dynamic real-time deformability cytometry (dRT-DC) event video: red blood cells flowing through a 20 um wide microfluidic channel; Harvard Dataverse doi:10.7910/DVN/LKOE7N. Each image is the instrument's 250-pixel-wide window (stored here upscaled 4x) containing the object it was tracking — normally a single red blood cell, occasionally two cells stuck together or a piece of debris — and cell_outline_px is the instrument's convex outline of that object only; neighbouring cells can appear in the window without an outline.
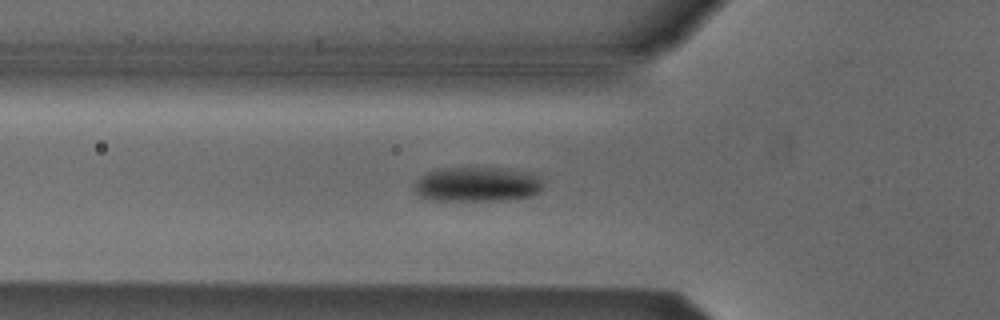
{"species": "Egyptian fruit bat (a non-hibernating species)", "species_latin": "Rousettus aegyptiacus", "temperature_condition": "cold", "stored_images_in_passage": 38, "camera_frame_rate_fps": 3000, "um_per_image_px": 0.085, "animal": {"sex": "male"}, "frame": {"image": 1, "passage_image": 11, "time_ms": 3.333, "image_size_px": [1000, 320], "cell_outline_px": [[540, 192], [532, 196], [504, 200], [432, 200], [420, 196], [412, 188], [412, 184], [420, 176], [428, 172], [440, 168], [500, 168], [532, 172], [540, 176]], "centroid_in_image_um": [40.53, 15.66], "position_along_channel_um": 85.3, "area_um2": 26.18}}
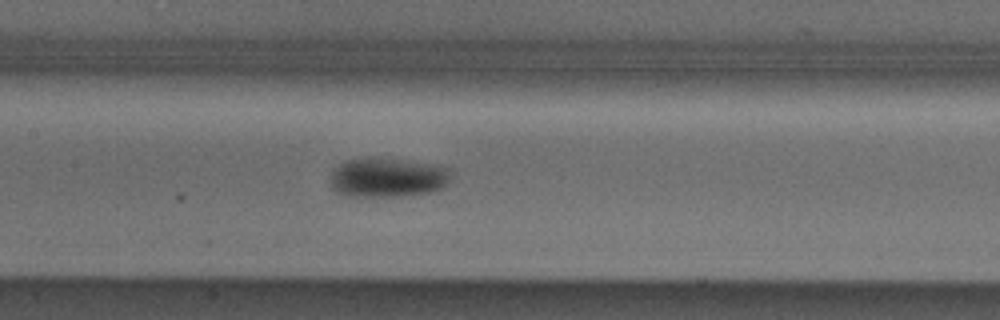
{"frame": {"image": 2, "passage_image": 18, "time_ms": 5.667, "image_size_px": [1000, 320], "cell_outline_px": [[448, 180], [440, 188], [428, 192], [404, 196], [344, 196], [332, 188], [328, 180], [332, 168], [344, 160], [364, 156], [400, 160], [448, 168]], "centroid_in_image_um": [32.76, 15.08], "position_along_channel_um": 174.6, "area_um2": 27.63}}
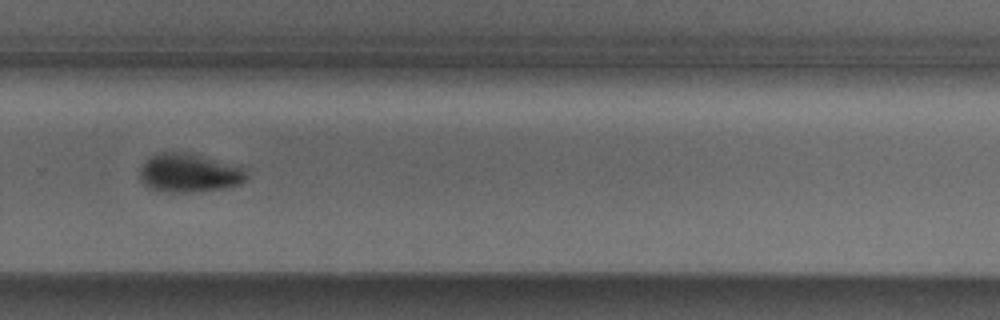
{"frame": {"image": 3, "passage_image": 29, "time_ms": 9.333, "image_size_px": [1000, 320], "cell_outline_px": [[248, 176], [240, 184], [224, 188], [188, 192], [168, 192], [152, 188], [144, 184], [140, 180], [140, 164], [156, 152], [192, 152], [244, 168]], "centroid_in_image_um": [16.05, 14.67], "position_along_channel_um": 313.8, "area_um2": 24.16}, "authors_computed_cell_mechanics": {"area_um2": 25.3742, "velocity_mm_per_s": 3.8171, "shape_relaxation_time_tau1_ms": 2.939, "shape_relaxation_time_tau2_ms": null, "deformation_change_tau1": 0.1006, "deformation_change_tau2": null}}